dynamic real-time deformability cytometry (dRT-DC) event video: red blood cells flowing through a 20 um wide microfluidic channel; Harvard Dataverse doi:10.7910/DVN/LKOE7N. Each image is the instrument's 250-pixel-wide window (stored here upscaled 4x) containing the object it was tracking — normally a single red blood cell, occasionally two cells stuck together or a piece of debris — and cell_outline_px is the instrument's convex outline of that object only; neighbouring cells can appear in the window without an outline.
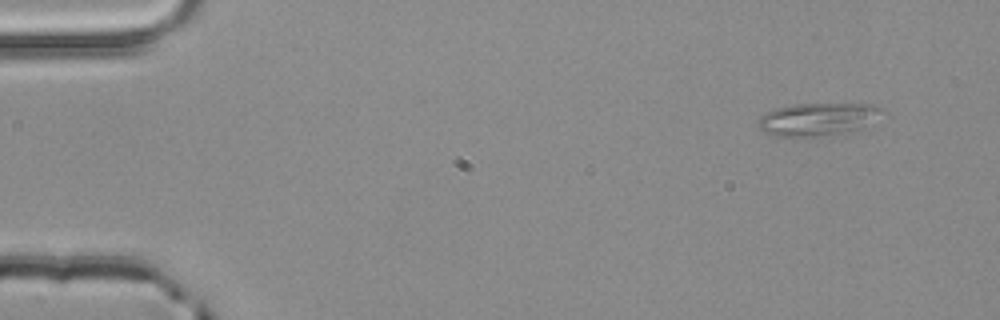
{"species": "common noctule bat (a hibernating species)", "species_latin": "Nyctalus noctula", "temperature_condition": "room temperature", "stored_images_in_passage": 4, "camera_frame_rate_fps": 3000, "um_per_image_px": 0.085, "animal": {"sex": "male", "body_mass_g": 20.4}, "frame": {"image": 1, "passage_image": 1, "time_ms": 0.0, "image_size_px": [1000, 320], "cell_outline_px": [[892, 116], [864, 128], [844, 136], [776, 136], [764, 132], [760, 128], [760, 116], [776, 108], [792, 104], [872, 104], [884, 108]], "centroid_in_image_um": [69.79, 10.15], "position_along_channel_um": 15.2, "area_um2": 24.97}}
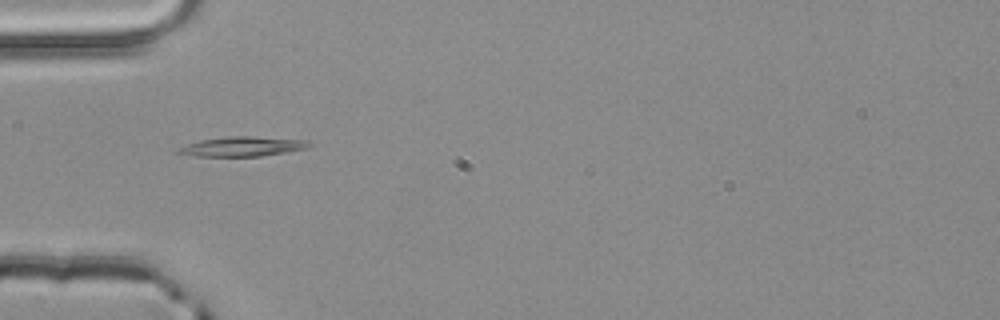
{"frame": {"image": 2, "passage_image": 3, "time_ms": 0.667, "image_size_px": [1000, 320], "cell_outline_px": [[312, 144], [308, 148], [288, 152], [260, 156], [196, 156], [176, 152], [176, 148], [200, 140], [228, 136], [252, 136], [308, 140]], "centroid_in_image_um": [20.64, 12.44], "position_along_channel_um": 64.4, "area_um2": 15.03}}